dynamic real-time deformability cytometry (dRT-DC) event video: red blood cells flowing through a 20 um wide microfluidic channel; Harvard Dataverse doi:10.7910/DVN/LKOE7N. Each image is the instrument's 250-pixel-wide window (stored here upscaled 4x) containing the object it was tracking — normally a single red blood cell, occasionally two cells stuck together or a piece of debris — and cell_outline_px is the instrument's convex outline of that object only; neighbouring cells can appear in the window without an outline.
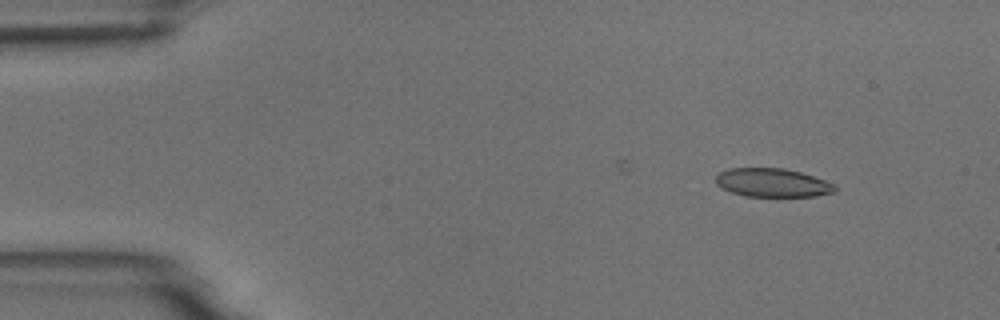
{"species": "common noctule bat (a hibernating species)", "species_latin": "Nyctalus noctula", "temperature_condition": "room temperature", "stored_images_in_passage": 5, "camera_frame_rate_fps": 3000, "um_per_image_px": 0.085, "animal": {"sex": "male", "body_mass_g": 18.8}, "frame": {"image": 1, "passage_image": 1, "time_ms": 0.0, "image_size_px": [1000, 320], "cell_outline_px": [[836, 192], [816, 196], [744, 196], [732, 192], [716, 184], [716, 176], [720, 172], [728, 168], [784, 168], [800, 172], [836, 184]], "centroid_in_image_um": [65.68, 15.53], "position_along_channel_um": 19.3, "area_um2": 19.77}}
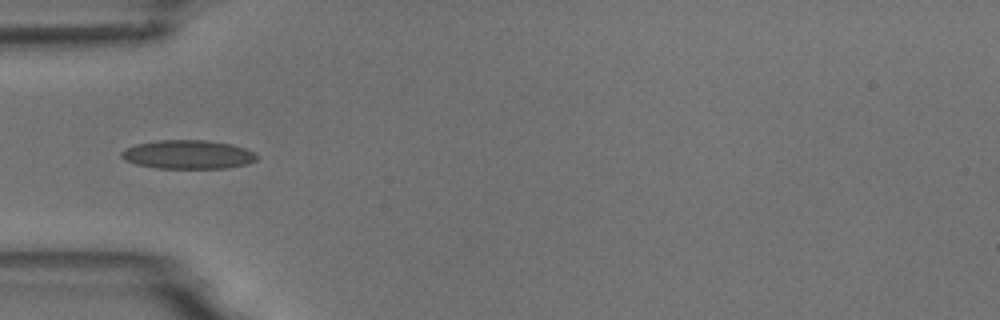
{"frame": {"image": 2, "passage_image": 4, "time_ms": 3.667, "image_size_px": [1000, 320], "cell_outline_px": [[256, 160], [248, 164], [224, 168], [156, 168], [136, 164], [124, 160], [120, 156], [120, 152], [124, 148], [136, 144], [156, 140], [208, 140], [232, 144], [256, 152]], "centroid_in_image_um": [15.95, 13.13], "position_along_channel_um": 69.0, "area_um2": 22.89}}